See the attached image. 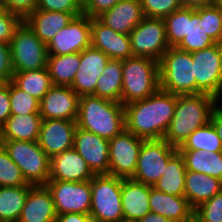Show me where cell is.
Returning a JSON list of instances; mask_svg holds the SVG:
<instances>
[{
    "label": "cell",
    "mask_w": 222,
    "mask_h": 222,
    "mask_svg": "<svg viewBox=\"0 0 222 222\" xmlns=\"http://www.w3.org/2000/svg\"><path fill=\"white\" fill-rule=\"evenodd\" d=\"M144 17L164 18L183 7L181 0H140Z\"/></svg>",
    "instance_id": "40"
},
{
    "label": "cell",
    "mask_w": 222,
    "mask_h": 222,
    "mask_svg": "<svg viewBox=\"0 0 222 222\" xmlns=\"http://www.w3.org/2000/svg\"><path fill=\"white\" fill-rule=\"evenodd\" d=\"M56 218L51 192L45 185L33 186L17 222H56Z\"/></svg>",
    "instance_id": "23"
},
{
    "label": "cell",
    "mask_w": 222,
    "mask_h": 222,
    "mask_svg": "<svg viewBox=\"0 0 222 222\" xmlns=\"http://www.w3.org/2000/svg\"><path fill=\"white\" fill-rule=\"evenodd\" d=\"M201 222H222V191L194 209Z\"/></svg>",
    "instance_id": "41"
},
{
    "label": "cell",
    "mask_w": 222,
    "mask_h": 222,
    "mask_svg": "<svg viewBox=\"0 0 222 222\" xmlns=\"http://www.w3.org/2000/svg\"><path fill=\"white\" fill-rule=\"evenodd\" d=\"M176 107V95L158 89L148 98L124 105L125 129L144 140L164 138Z\"/></svg>",
    "instance_id": "1"
},
{
    "label": "cell",
    "mask_w": 222,
    "mask_h": 222,
    "mask_svg": "<svg viewBox=\"0 0 222 222\" xmlns=\"http://www.w3.org/2000/svg\"><path fill=\"white\" fill-rule=\"evenodd\" d=\"M143 140L126 129L110 139L108 174L120 178H132Z\"/></svg>",
    "instance_id": "13"
},
{
    "label": "cell",
    "mask_w": 222,
    "mask_h": 222,
    "mask_svg": "<svg viewBox=\"0 0 222 222\" xmlns=\"http://www.w3.org/2000/svg\"><path fill=\"white\" fill-rule=\"evenodd\" d=\"M218 102L215 97L203 93L176 95L174 116L163 139L179 148L193 131L210 122Z\"/></svg>",
    "instance_id": "2"
},
{
    "label": "cell",
    "mask_w": 222,
    "mask_h": 222,
    "mask_svg": "<svg viewBox=\"0 0 222 222\" xmlns=\"http://www.w3.org/2000/svg\"><path fill=\"white\" fill-rule=\"evenodd\" d=\"M77 6L83 11L88 4L90 3V0H74Z\"/></svg>",
    "instance_id": "52"
},
{
    "label": "cell",
    "mask_w": 222,
    "mask_h": 222,
    "mask_svg": "<svg viewBox=\"0 0 222 222\" xmlns=\"http://www.w3.org/2000/svg\"><path fill=\"white\" fill-rule=\"evenodd\" d=\"M150 212L160 214L172 222H183L194 214L185 196L168 195L150 186Z\"/></svg>",
    "instance_id": "25"
},
{
    "label": "cell",
    "mask_w": 222,
    "mask_h": 222,
    "mask_svg": "<svg viewBox=\"0 0 222 222\" xmlns=\"http://www.w3.org/2000/svg\"><path fill=\"white\" fill-rule=\"evenodd\" d=\"M34 185L0 187V222H17Z\"/></svg>",
    "instance_id": "32"
},
{
    "label": "cell",
    "mask_w": 222,
    "mask_h": 222,
    "mask_svg": "<svg viewBox=\"0 0 222 222\" xmlns=\"http://www.w3.org/2000/svg\"><path fill=\"white\" fill-rule=\"evenodd\" d=\"M191 53L169 47L159 61V89L175 95L196 94Z\"/></svg>",
    "instance_id": "5"
},
{
    "label": "cell",
    "mask_w": 222,
    "mask_h": 222,
    "mask_svg": "<svg viewBox=\"0 0 222 222\" xmlns=\"http://www.w3.org/2000/svg\"><path fill=\"white\" fill-rule=\"evenodd\" d=\"M14 72L47 68V45L23 21L10 42Z\"/></svg>",
    "instance_id": "8"
},
{
    "label": "cell",
    "mask_w": 222,
    "mask_h": 222,
    "mask_svg": "<svg viewBox=\"0 0 222 222\" xmlns=\"http://www.w3.org/2000/svg\"><path fill=\"white\" fill-rule=\"evenodd\" d=\"M221 191L222 181L220 179L203 173L186 171L184 196L193 209Z\"/></svg>",
    "instance_id": "26"
},
{
    "label": "cell",
    "mask_w": 222,
    "mask_h": 222,
    "mask_svg": "<svg viewBox=\"0 0 222 222\" xmlns=\"http://www.w3.org/2000/svg\"><path fill=\"white\" fill-rule=\"evenodd\" d=\"M94 176L86 161L74 148L50 158L49 180L83 182L91 180Z\"/></svg>",
    "instance_id": "20"
},
{
    "label": "cell",
    "mask_w": 222,
    "mask_h": 222,
    "mask_svg": "<svg viewBox=\"0 0 222 222\" xmlns=\"http://www.w3.org/2000/svg\"><path fill=\"white\" fill-rule=\"evenodd\" d=\"M76 125L110 140L125 129L124 105L93 95L80 96Z\"/></svg>",
    "instance_id": "3"
},
{
    "label": "cell",
    "mask_w": 222,
    "mask_h": 222,
    "mask_svg": "<svg viewBox=\"0 0 222 222\" xmlns=\"http://www.w3.org/2000/svg\"><path fill=\"white\" fill-rule=\"evenodd\" d=\"M56 222H96L90 214L66 213L57 215Z\"/></svg>",
    "instance_id": "48"
},
{
    "label": "cell",
    "mask_w": 222,
    "mask_h": 222,
    "mask_svg": "<svg viewBox=\"0 0 222 222\" xmlns=\"http://www.w3.org/2000/svg\"><path fill=\"white\" fill-rule=\"evenodd\" d=\"M220 103L221 105H219ZM210 122L216 129L217 134L220 137L222 143V102H218V104L214 107L211 114Z\"/></svg>",
    "instance_id": "49"
},
{
    "label": "cell",
    "mask_w": 222,
    "mask_h": 222,
    "mask_svg": "<svg viewBox=\"0 0 222 222\" xmlns=\"http://www.w3.org/2000/svg\"><path fill=\"white\" fill-rule=\"evenodd\" d=\"M109 57L92 45L80 52V66L70 86L77 95H92Z\"/></svg>",
    "instance_id": "16"
},
{
    "label": "cell",
    "mask_w": 222,
    "mask_h": 222,
    "mask_svg": "<svg viewBox=\"0 0 222 222\" xmlns=\"http://www.w3.org/2000/svg\"><path fill=\"white\" fill-rule=\"evenodd\" d=\"M37 9L73 13L75 16L83 14L74 0H38Z\"/></svg>",
    "instance_id": "43"
},
{
    "label": "cell",
    "mask_w": 222,
    "mask_h": 222,
    "mask_svg": "<svg viewBox=\"0 0 222 222\" xmlns=\"http://www.w3.org/2000/svg\"><path fill=\"white\" fill-rule=\"evenodd\" d=\"M6 82L0 78V87H2Z\"/></svg>",
    "instance_id": "55"
},
{
    "label": "cell",
    "mask_w": 222,
    "mask_h": 222,
    "mask_svg": "<svg viewBox=\"0 0 222 222\" xmlns=\"http://www.w3.org/2000/svg\"><path fill=\"white\" fill-rule=\"evenodd\" d=\"M45 186L51 192L57 215L90 213L91 180L83 182L48 180Z\"/></svg>",
    "instance_id": "12"
},
{
    "label": "cell",
    "mask_w": 222,
    "mask_h": 222,
    "mask_svg": "<svg viewBox=\"0 0 222 222\" xmlns=\"http://www.w3.org/2000/svg\"><path fill=\"white\" fill-rule=\"evenodd\" d=\"M177 149L219 152L222 151V143L213 124L209 122L207 125L193 131Z\"/></svg>",
    "instance_id": "35"
},
{
    "label": "cell",
    "mask_w": 222,
    "mask_h": 222,
    "mask_svg": "<svg viewBox=\"0 0 222 222\" xmlns=\"http://www.w3.org/2000/svg\"><path fill=\"white\" fill-rule=\"evenodd\" d=\"M11 116L9 82L0 87V127Z\"/></svg>",
    "instance_id": "47"
},
{
    "label": "cell",
    "mask_w": 222,
    "mask_h": 222,
    "mask_svg": "<svg viewBox=\"0 0 222 222\" xmlns=\"http://www.w3.org/2000/svg\"><path fill=\"white\" fill-rule=\"evenodd\" d=\"M144 18L140 0H120L97 19L112 30L127 34Z\"/></svg>",
    "instance_id": "22"
},
{
    "label": "cell",
    "mask_w": 222,
    "mask_h": 222,
    "mask_svg": "<svg viewBox=\"0 0 222 222\" xmlns=\"http://www.w3.org/2000/svg\"><path fill=\"white\" fill-rule=\"evenodd\" d=\"M163 20L169 47H177L191 29V8L182 7Z\"/></svg>",
    "instance_id": "34"
},
{
    "label": "cell",
    "mask_w": 222,
    "mask_h": 222,
    "mask_svg": "<svg viewBox=\"0 0 222 222\" xmlns=\"http://www.w3.org/2000/svg\"><path fill=\"white\" fill-rule=\"evenodd\" d=\"M22 22L23 18L20 15L4 9L0 13V41L10 44L15 30Z\"/></svg>",
    "instance_id": "42"
},
{
    "label": "cell",
    "mask_w": 222,
    "mask_h": 222,
    "mask_svg": "<svg viewBox=\"0 0 222 222\" xmlns=\"http://www.w3.org/2000/svg\"><path fill=\"white\" fill-rule=\"evenodd\" d=\"M13 74L10 44L0 41V78L9 82Z\"/></svg>",
    "instance_id": "44"
},
{
    "label": "cell",
    "mask_w": 222,
    "mask_h": 222,
    "mask_svg": "<svg viewBox=\"0 0 222 222\" xmlns=\"http://www.w3.org/2000/svg\"><path fill=\"white\" fill-rule=\"evenodd\" d=\"M76 17L73 13L35 9L23 21L44 44H48L54 35L67 26Z\"/></svg>",
    "instance_id": "24"
},
{
    "label": "cell",
    "mask_w": 222,
    "mask_h": 222,
    "mask_svg": "<svg viewBox=\"0 0 222 222\" xmlns=\"http://www.w3.org/2000/svg\"><path fill=\"white\" fill-rule=\"evenodd\" d=\"M177 152V148L163 138L143 140L132 179L153 187Z\"/></svg>",
    "instance_id": "10"
},
{
    "label": "cell",
    "mask_w": 222,
    "mask_h": 222,
    "mask_svg": "<svg viewBox=\"0 0 222 222\" xmlns=\"http://www.w3.org/2000/svg\"><path fill=\"white\" fill-rule=\"evenodd\" d=\"M120 0H90L88 6L83 10V14L90 18H97L103 12L108 11Z\"/></svg>",
    "instance_id": "46"
},
{
    "label": "cell",
    "mask_w": 222,
    "mask_h": 222,
    "mask_svg": "<svg viewBox=\"0 0 222 222\" xmlns=\"http://www.w3.org/2000/svg\"><path fill=\"white\" fill-rule=\"evenodd\" d=\"M80 66V52L48 55L47 69L53 85L71 86Z\"/></svg>",
    "instance_id": "30"
},
{
    "label": "cell",
    "mask_w": 222,
    "mask_h": 222,
    "mask_svg": "<svg viewBox=\"0 0 222 222\" xmlns=\"http://www.w3.org/2000/svg\"><path fill=\"white\" fill-rule=\"evenodd\" d=\"M17 87L26 91L41 101L44 95L53 86L47 68L38 70L14 72L12 80Z\"/></svg>",
    "instance_id": "33"
},
{
    "label": "cell",
    "mask_w": 222,
    "mask_h": 222,
    "mask_svg": "<svg viewBox=\"0 0 222 222\" xmlns=\"http://www.w3.org/2000/svg\"><path fill=\"white\" fill-rule=\"evenodd\" d=\"M79 96L70 86L53 85L40 101L42 119L76 120Z\"/></svg>",
    "instance_id": "18"
},
{
    "label": "cell",
    "mask_w": 222,
    "mask_h": 222,
    "mask_svg": "<svg viewBox=\"0 0 222 222\" xmlns=\"http://www.w3.org/2000/svg\"><path fill=\"white\" fill-rule=\"evenodd\" d=\"M150 186L133 180L122 178L121 201L124 222H136L150 212Z\"/></svg>",
    "instance_id": "21"
},
{
    "label": "cell",
    "mask_w": 222,
    "mask_h": 222,
    "mask_svg": "<svg viewBox=\"0 0 222 222\" xmlns=\"http://www.w3.org/2000/svg\"><path fill=\"white\" fill-rule=\"evenodd\" d=\"M186 167L184 159L177 152L167 163L163 176L153 185V187L168 195L184 196Z\"/></svg>",
    "instance_id": "31"
},
{
    "label": "cell",
    "mask_w": 222,
    "mask_h": 222,
    "mask_svg": "<svg viewBox=\"0 0 222 222\" xmlns=\"http://www.w3.org/2000/svg\"><path fill=\"white\" fill-rule=\"evenodd\" d=\"M40 114L11 115L0 127V140L38 141Z\"/></svg>",
    "instance_id": "27"
},
{
    "label": "cell",
    "mask_w": 222,
    "mask_h": 222,
    "mask_svg": "<svg viewBox=\"0 0 222 222\" xmlns=\"http://www.w3.org/2000/svg\"><path fill=\"white\" fill-rule=\"evenodd\" d=\"M183 222H201L194 214Z\"/></svg>",
    "instance_id": "53"
},
{
    "label": "cell",
    "mask_w": 222,
    "mask_h": 222,
    "mask_svg": "<svg viewBox=\"0 0 222 222\" xmlns=\"http://www.w3.org/2000/svg\"><path fill=\"white\" fill-rule=\"evenodd\" d=\"M122 178L95 174L91 179L90 216L96 222H124L121 201Z\"/></svg>",
    "instance_id": "6"
},
{
    "label": "cell",
    "mask_w": 222,
    "mask_h": 222,
    "mask_svg": "<svg viewBox=\"0 0 222 222\" xmlns=\"http://www.w3.org/2000/svg\"><path fill=\"white\" fill-rule=\"evenodd\" d=\"M196 80V94L222 100V44L191 52ZM221 97V98H220Z\"/></svg>",
    "instance_id": "9"
},
{
    "label": "cell",
    "mask_w": 222,
    "mask_h": 222,
    "mask_svg": "<svg viewBox=\"0 0 222 222\" xmlns=\"http://www.w3.org/2000/svg\"><path fill=\"white\" fill-rule=\"evenodd\" d=\"M4 10L2 0H0V13Z\"/></svg>",
    "instance_id": "54"
},
{
    "label": "cell",
    "mask_w": 222,
    "mask_h": 222,
    "mask_svg": "<svg viewBox=\"0 0 222 222\" xmlns=\"http://www.w3.org/2000/svg\"><path fill=\"white\" fill-rule=\"evenodd\" d=\"M91 45V18L87 15L74 17L58 31L47 44L48 55L78 53Z\"/></svg>",
    "instance_id": "14"
},
{
    "label": "cell",
    "mask_w": 222,
    "mask_h": 222,
    "mask_svg": "<svg viewBox=\"0 0 222 222\" xmlns=\"http://www.w3.org/2000/svg\"><path fill=\"white\" fill-rule=\"evenodd\" d=\"M199 24L216 43L222 44V5L220 3L196 8Z\"/></svg>",
    "instance_id": "37"
},
{
    "label": "cell",
    "mask_w": 222,
    "mask_h": 222,
    "mask_svg": "<svg viewBox=\"0 0 222 222\" xmlns=\"http://www.w3.org/2000/svg\"><path fill=\"white\" fill-rule=\"evenodd\" d=\"M76 120L42 119L38 143L51 158L74 146Z\"/></svg>",
    "instance_id": "15"
},
{
    "label": "cell",
    "mask_w": 222,
    "mask_h": 222,
    "mask_svg": "<svg viewBox=\"0 0 222 222\" xmlns=\"http://www.w3.org/2000/svg\"><path fill=\"white\" fill-rule=\"evenodd\" d=\"M136 222H172L160 214L149 212L143 218L137 220Z\"/></svg>",
    "instance_id": "51"
},
{
    "label": "cell",
    "mask_w": 222,
    "mask_h": 222,
    "mask_svg": "<svg viewBox=\"0 0 222 222\" xmlns=\"http://www.w3.org/2000/svg\"><path fill=\"white\" fill-rule=\"evenodd\" d=\"M10 158L20 167L25 180L34 186L45 185L50 175V157L38 141L0 140Z\"/></svg>",
    "instance_id": "7"
},
{
    "label": "cell",
    "mask_w": 222,
    "mask_h": 222,
    "mask_svg": "<svg viewBox=\"0 0 222 222\" xmlns=\"http://www.w3.org/2000/svg\"><path fill=\"white\" fill-rule=\"evenodd\" d=\"M73 148L86 161L94 174H108L109 140L77 127Z\"/></svg>",
    "instance_id": "17"
},
{
    "label": "cell",
    "mask_w": 222,
    "mask_h": 222,
    "mask_svg": "<svg viewBox=\"0 0 222 222\" xmlns=\"http://www.w3.org/2000/svg\"><path fill=\"white\" fill-rule=\"evenodd\" d=\"M184 159L186 171L203 173L222 181V151L177 149Z\"/></svg>",
    "instance_id": "28"
},
{
    "label": "cell",
    "mask_w": 222,
    "mask_h": 222,
    "mask_svg": "<svg viewBox=\"0 0 222 222\" xmlns=\"http://www.w3.org/2000/svg\"><path fill=\"white\" fill-rule=\"evenodd\" d=\"M133 56L160 61L169 48L163 18L144 17L129 33Z\"/></svg>",
    "instance_id": "11"
},
{
    "label": "cell",
    "mask_w": 222,
    "mask_h": 222,
    "mask_svg": "<svg viewBox=\"0 0 222 222\" xmlns=\"http://www.w3.org/2000/svg\"><path fill=\"white\" fill-rule=\"evenodd\" d=\"M29 184L20 167L10 158L0 143V187L23 186Z\"/></svg>",
    "instance_id": "39"
},
{
    "label": "cell",
    "mask_w": 222,
    "mask_h": 222,
    "mask_svg": "<svg viewBox=\"0 0 222 222\" xmlns=\"http://www.w3.org/2000/svg\"><path fill=\"white\" fill-rule=\"evenodd\" d=\"M183 7L188 8H201L205 6H211L220 2V0H181Z\"/></svg>",
    "instance_id": "50"
},
{
    "label": "cell",
    "mask_w": 222,
    "mask_h": 222,
    "mask_svg": "<svg viewBox=\"0 0 222 222\" xmlns=\"http://www.w3.org/2000/svg\"><path fill=\"white\" fill-rule=\"evenodd\" d=\"M159 89V62L132 56L122 60L121 103L148 98Z\"/></svg>",
    "instance_id": "4"
},
{
    "label": "cell",
    "mask_w": 222,
    "mask_h": 222,
    "mask_svg": "<svg viewBox=\"0 0 222 222\" xmlns=\"http://www.w3.org/2000/svg\"><path fill=\"white\" fill-rule=\"evenodd\" d=\"M11 115L40 114V101L9 81Z\"/></svg>",
    "instance_id": "38"
},
{
    "label": "cell",
    "mask_w": 222,
    "mask_h": 222,
    "mask_svg": "<svg viewBox=\"0 0 222 222\" xmlns=\"http://www.w3.org/2000/svg\"><path fill=\"white\" fill-rule=\"evenodd\" d=\"M121 92L122 60L109 59L92 95L121 103Z\"/></svg>",
    "instance_id": "29"
},
{
    "label": "cell",
    "mask_w": 222,
    "mask_h": 222,
    "mask_svg": "<svg viewBox=\"0 0 222 222\" xmlns=\"http://www.w3.org/2000/svg\"><path fill=\"white\" fill-rule=\"evenodd\" d=\"M199 19L195 9L191 8V29L177 46L178 49L191 53L216 44L198 23Z\"/></svg>",
    "instance_id": "36"
},
{
    "label": "cell",
    "mask_w": 222,
    "mask_h": 222,
    "mask_svg": "<svg viewBox=\"0 0 222 222\" xmlns=\"http://www.w3.org/2000/svg\"><path fill=\"white\" fill-rule=\"evenodd\" d=\"M38 0H2L5 10L20 15L23 19L37 8Z\"/></svg>",
    "instance_id": "45"
},
{
    "label": "cell",
    "mask_w": 222,
    "mask_h": 222,
    "mask_svg": "<svg viewBox=\"0 0 222 222\" xmlns=\"http://www.w3.org/2000/svg\"><path fill=\"white\" fill-rule=\"evenodd\" d=\"M91 45L110 59L125 60L133 56L129 35L112 30L97 18H91Z\"/></svg>",
    "instance_id": "19"
}]
</instances>
